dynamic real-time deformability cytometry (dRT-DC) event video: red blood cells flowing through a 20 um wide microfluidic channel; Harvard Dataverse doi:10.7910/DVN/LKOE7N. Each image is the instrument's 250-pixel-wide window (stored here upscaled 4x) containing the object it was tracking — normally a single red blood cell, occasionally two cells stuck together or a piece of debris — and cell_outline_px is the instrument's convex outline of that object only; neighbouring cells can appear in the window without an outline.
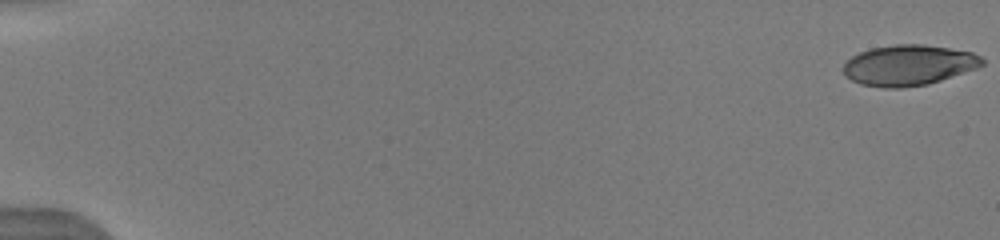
{"species": "human", "species_latin": "Homo sapiens", "temperature_condition": "warm", "stored_images_in_passage": 20, "camera_frame_rate_fps": 3000, "um_per_image_px": 0.085, "donor": {"sex": "male"}, "frame": {"image": 1, "passage_image": 1, "time_ms": 0.0, "image_size_px": [1000, 240], "cell_outline_px": [[984, 64], [976, 68], [928, 84], [900, 88], [884, 88], [860, 84], [844, 76], [844, 64], [852, 56], [860, 52], [872, 48], [896, 44], [924, 44], [972, 52], [980, 56], [984, 60]], "centroid_in_image_um": [77.22, 5.54], "position_along_channel_um": 7.8, "area_um2": 32.66}}